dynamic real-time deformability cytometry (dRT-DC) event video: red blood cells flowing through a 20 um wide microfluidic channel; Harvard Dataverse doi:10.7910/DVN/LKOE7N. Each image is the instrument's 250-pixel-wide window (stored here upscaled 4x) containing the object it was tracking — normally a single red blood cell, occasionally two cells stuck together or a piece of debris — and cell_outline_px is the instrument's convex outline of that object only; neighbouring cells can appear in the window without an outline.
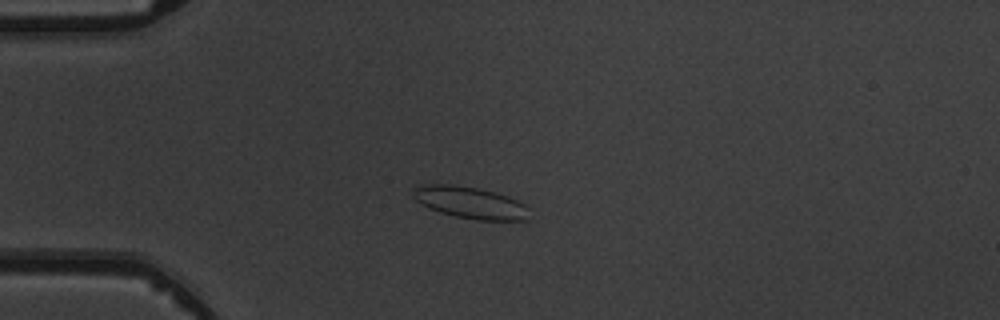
{"species": "common noctule bat (a hibernating species)", "species_latin": "Nyctalus noctula", "temperature_condition": "warm", "stored_images_in_passage": 7, "camera_frame_rate_fps": 3000, "um_per_image_px": 0.085, "animal": {"sex": "male", "body_mass_g": 19.5, "forearm_length_mm": 54.6}, "frame": {"image": 1, "passage_image": 5, "time_ms": 4.667, "image_size_px": [1000, 320], "cell_outline_px": [[528, 220], [476, 220], [456, 216], [440, 212], [428, 208], [416, 200], [412, 196], [412, 188], [424, 184], [452, 184], [476, 188], [508, 196], [524, 204], [528, 208]], "centroid_in_image_um": [39.93, 17.22], "position_along_channel_um": 45.1, "area_um2": 21.44}}